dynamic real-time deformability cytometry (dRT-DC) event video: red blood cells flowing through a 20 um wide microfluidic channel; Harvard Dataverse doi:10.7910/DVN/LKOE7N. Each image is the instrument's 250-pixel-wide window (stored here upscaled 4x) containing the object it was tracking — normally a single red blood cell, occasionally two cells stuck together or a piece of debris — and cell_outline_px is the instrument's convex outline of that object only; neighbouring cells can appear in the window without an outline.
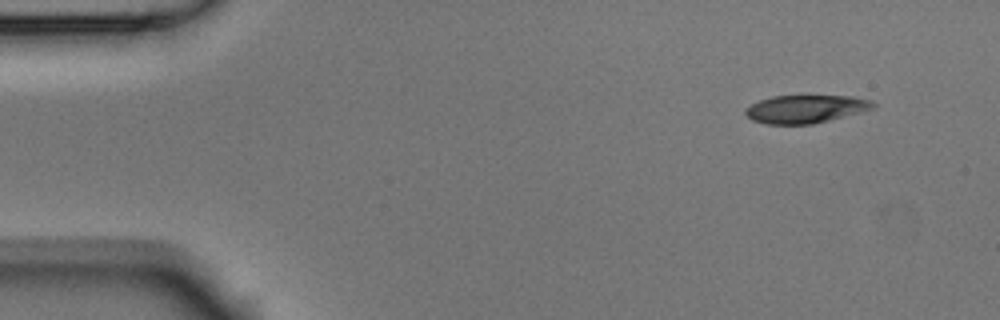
{"species": "Egyptian fruit bat (a non-hibernating species)", "species_latin": "Rousettus aegyptiacus", "temperature_condition": "room temperature", "stored_images_in_passage": 4, "camera_frame_rate_fps": 3000, "um_per_image_px": 0.085, "animal": {"sex": "male"}, "frame": {"image": 1, "passage_image": 1, "time_ms": 0.0, "image_size_px": [1000, 320], "cell_outline_px": [[876, 108], [812, 124], [768, 124], [752, 120], [744, 112], [744, 108], [760, 100], [772, 96], [800, 92], [804, 92], [852, 96], [872, 100], [876, 104]], "centroid_in_image_um": [68.5, 9.19], "position_along_channel_um": 16.5, "area_um2": 21.96}}
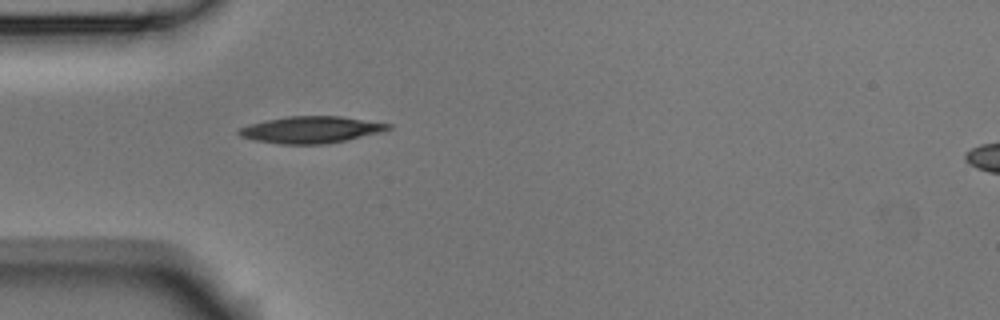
{"frame": {"image": 2, "passage_image": 4, "time_ms": 1.0, "image_size_px": [1000, 320], "cell_outline_px": [[392, 128], [384, 132], [348, 140], [324, 144], [280, 144], [256, 140], [240, 136], [236, 132], [240, 128], [264, 120], [288, 116], [340, 116], [392, 124]], "centroid_in_image_um": [26.49, 11.02], "position_along_channel_um": 58.5, "area_um2": 23.35}}